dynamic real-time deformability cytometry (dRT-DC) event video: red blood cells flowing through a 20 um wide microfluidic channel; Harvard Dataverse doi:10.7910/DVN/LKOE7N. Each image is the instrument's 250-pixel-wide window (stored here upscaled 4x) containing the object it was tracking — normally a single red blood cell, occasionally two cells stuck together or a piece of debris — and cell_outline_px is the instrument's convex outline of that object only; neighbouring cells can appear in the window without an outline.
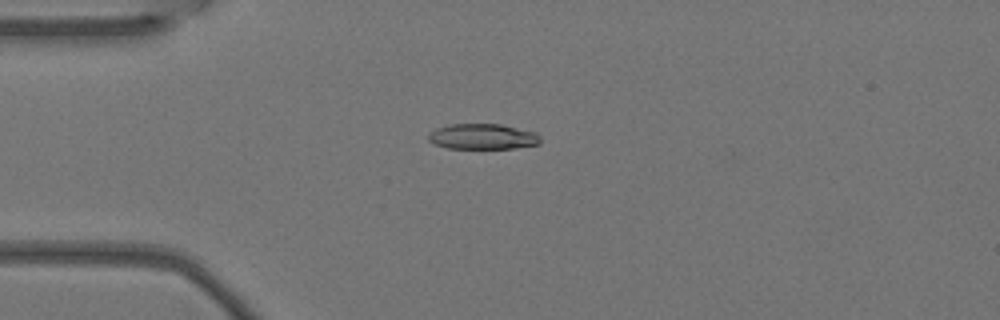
{"species": "Egyptian fruit bat (a non-hibernating species)", "species_latin": "Rousettus aegyptiacus", "temperature_condition": "warm", "stored_images_in_passage": 5, "camera_frame_rate_fps": 3000, "um_per_image_px": 0.085, "animal": {"sex": "female"}, "frame": {"image": 1, "passage_image": 4, "time_ms": 1.0, "image_size_px": [1000, 320], "cell_outline_px": [[540, 144], [512, 148], [448, 148], [436, 144], [428, 140], [428, 136], [436, 128], [448, 124], [500, 124], [536, 132], [540, 136]], "centroid_in_image_um": [41.05, 11.6], "position_along_channel_um": 44.0, "area_um2": 16.53}}
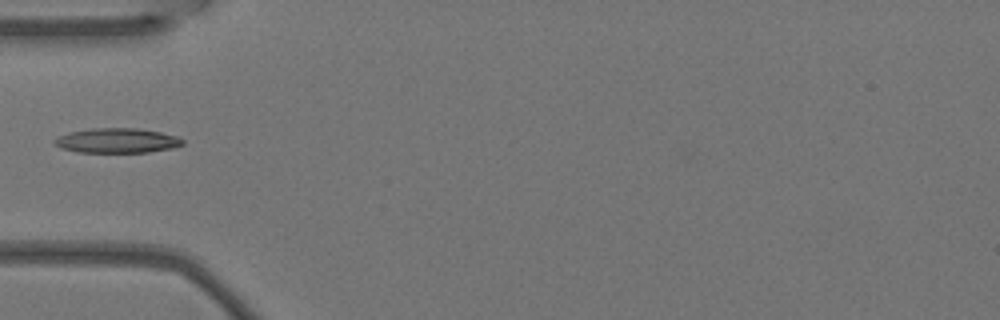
{"frame": {"image": 2, "passage_image": 5, "time_ms": 1.333, "image_size_px": [1000, 320], "cell_outline_px": [[184, 144], [172, 148], [148, 152], [76, 152], [60, 148], [52, 140], [68, 132], [92, 128], [136, 128], [160, 132], [180, 136], [184, 140]], "centroid_in_image_um": [9.97, 11.95], "position_along_channel_um": 75.0, "area_um2": 18.55}}